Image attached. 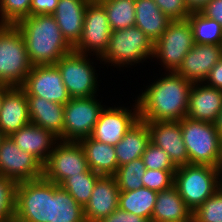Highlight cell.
Listing matches in <instances>:
<instances>
[{
	"label": "cell",
	"instance_id": "cell-41",
	"mask_svg": "<svg viewBox=\"0 0 222 222\" xmlns=\"http://www.w3.org/2000/svg\"><path fill=\"white\" fill-rule=\"evenodd\" d=\"M100 222H149L147 219L139 217L133 213L126 212L118 208Z\"/></svg>",
	"mask_w": 222,
	"mask_h": 222
},
{
	"label": "cell",
	"instance_id": "cell-11",
	"mask_svg": "<svg viewBox=\"0 0 222 222\" xmlns=\"http://www.w3.org/2000/svg\"><path fill=\"white\" fill-rule=\"evenodd\" d=\"M95 98H71L64 105L63 141L78 142L91 135L104 108Z\"/></svg>",
	"mask_w": 222,
	"mask_h": 222
},
{
	"label": "cell",
	"instance_id": "cell-10",
	"mask_svg": "<svg viewBox=\"0 0 222 222\" xmlns=\"http://www.w3.org/2000/svg\"><path fill=\"white\" fill-rule=\"evenodd\" d=\"M88 161L79 142L57 141L43 164V178L60 185L66 178L89 171Z\"/></svg>",
	"mask_w": 222,
	"mask_h": 222
},
{
	"label": "cell",
	"instance_id": "cell-1",
	"mask_svg": "<svg viewBox=\"0 0 222 222\" xmlns=\"http://www.w3.org/2000/svg\"><path fill=\"white\" fill-rule=\"evenodd\" d=\"M192 82L167 72L137 98L142 121H180L186 117Z\"/></svg>",
	"mask_w": 222,
	"mask_h": 222
},
{
	"label": "cell",
	"instance_id": "cell-6",
	"mask_svg": "<svg viewBox=\"0 0 222 222\" xmlns=\"http://www.w3.org/2000/svg\"><path fill=\"white\" fill-rule=\"evenodd\" d=\"M180 123L189 164L218 167L222 139L214 123L196 121L187 117L181 119Z\"/></svg>",
	"mask_w": 222,
	"mask_h": 222
},
{
	"label": "cell",
	"instance_id": "cell-25",
	"mask_svg": "<svg viewBox=\"0 0 222 222\" xmlns=\"http://www.w3.org/2000/svg\"><path fill=\"white\" fill-rule=\"evenodd\" d=\"M84 150L89 169L101 176H114L118 169L115 147L90 136L78 141Z\"/></svg>",
	"mask_w": 222,
	"mask_h": 222
},
{
	"label": "cell",
	"instance_id": "cell-24",
	"mask_svg": "<svg viewBox=\"0 0 222 222\" xmlns=\"http://www.w3.org/2000/svg\"><path fill=\"white\" fill-rule=\"evenodd\" d=\"M192 213L173 185L158 192L151 221L192 222Z\"/></svg>",
	"mask_w": 222,
	"mask_h": 222
},
{
	"label": "cell",
	"instance_id": "cell-5",
	"mask_svg": "<svg viewBox=\"0 0 222 222\" xmlns=\"http://www.w3.org/2000/svg\"><path fill=\"white\" fill-rule=\"evenodd\" d=\"M153 46L154 43L137 26L114 30L100 62L111 63L114 67L132 66L153 57Z\"/></svg>",
	"mask_w": 222,
	"mask_h": 222
},
{
	"label": "cell",
	"instance_id": "cell-8",
	"mask_svg": "<svg viewBox=\"0 0 222 222\" xmlns=\"http://www.w3.org/2000/svg\"><path fill=\"white\" fill-rule=\"evenodd\" d=\"M194 44L188 21H172L154 43L153 58L157 57L160 60L165 71L176 72Z\"/></svg>",
	"mask_w": 222,
	"mask_h": 222
},
{
	"label": "cell",
	"instance_id": "cell-36",
	"mask_svg": "<svg viewBox=\"0 0 222 222\" xmlns=\"http://www.w3.org/2000/svg\"><path fill=\"white\" fill-rule=\"evenodd\" d=\"M16 183L0 175V222L14 220Z\"/></svg>",
	"mask_w": 222,
	"mask_h": 222
},
{
	"label": "cell",
	"instance_id": "cell-40",
	"mask_svg": "<svg viewBox=\"0 0 222 222\" xmlns=\"http://www.w3.org/2000/svg\"><path fill=\"white\" fill-rule=\"evenodd\" d=\"M59 0H32L30 6V16L32 15H52Z\"/></svg>",
	"mask_w": 222,
	"mask_h": 222
},
{
	"label": "cell",
	"instance_id": "cell-49",
	"mask_svg": "<svg viewBox=\"0 0 222 222\" xmlns=\"http://www.w3.org/2000/svg\"><path fill=\"white\" fill-rule=\"evenodd\" d=\"M220 189L222 190V171H220Z\"/></svg>",
	"mask_w": 222,
	"mask_h": 222
},
{
	"label": "cell",
	"instance_id": "cell-37",
	"mask_svg": "<svg viewBox=\"0 0 222 222\" xmlns=\"http://www.w3.org/2000/svg\"><path fill=\"white\" fill-rule=\"evenodd\" d=\"M141 158L146 169L177 170V167L170 160L169 155L152 142L148 143Z\"/></svg>",
	"mask_w": 222,
	"mask_h": 222
},
{
	"label": "cell",
	"instance_id": "cell-33",
	"mask_svg": "<svg viewBox=\"0 0 222 222\" xmlns=\"http://www.w3.org/2000/svg\"><path fill=\"white\" fill-rule=\"evenodd\" d=\"M145 171L146 166L141 157L119 166L114 175L119 190L133 191L143 187L142 178Z\"/></svg>",
	"mask_w": 222,
	"mask_h": 222
},
{
	"label": "cell",
	"instance_id": "cell-9",
	"mask_svg": "<svg viewBox=\"0 0 222 222\" xmlns=\"http://www.w3.org/2000/svg\"><path fill=\"white\" fill-rule=\"evenodd\" d=\"M91 62L88 55L72 51L55 63L62 75L63 83L70 98L96 96L98 75L92 66L93 62Z\"/></svg>",
	"mask_w": 222,
	"mask_h": 222
},
{
	"label": "cell",
	"instance_id": "cell-23",
	"mask_svg": "<svg viewBox=\"0 0 222 222\" xmlns=\"http://www.w3.org/2000/svg\"><path fill=\"white\" fill-rule=\"evenodd\" d=\"M27 100L31 123L51 131L63 141L64 105L38 96H27Z\"/></svg>",
	"mask_w": 222,
	"mask_h": 222
},
{
	"label": "cell",
	"instance_id": "cell-38",
	"mask_svg": "<svg viewBox=\"0 0 222 222\" xmlns=\"http://www.w3.org/2000/svg\"><path fill=\"white\" fill-rule=\"evenodd\" d=\"M176 170L146 169L143 175V187L160 192L173 186Z\"/></svg>",
	"mask_w": 222,
	"mask_h": 222
},
{
	"label": "cell",
	"instance_id": "cell-28",
	"mask_svg": "<svg viewBox=\"0 0 222 222\" xmlns=\"http://www.w3.org/2000/svg\"><path fill=\"white\" fill-rule=\"evenodd\" d=\"M50 222H86L84 208L60 185L51 182Z\"/></svg>",
	"mask_w": 222,
	"mask_h": 222
},
{
	"label": "cell",
	"instance_id": "cell-14",
	"mask_svg": "<svg viewBox=\"0 0 222 222\" xmlns=\"http://www.w3.org/2000/svg\"><path fill=\"white\" fill-rule=\"evenodd\" d=\"M21 87L26 96H38L62 105L71 99L55 64L32 66Z\"/></svg>",
	"mask_w": 222,
	"mask_h": 222
},
{
	"label": "cell",
	"instance_id": "cell-22",
	"mask_svg": "<svg viewBox=\"0 0 222 222\" xmlns=\"http://www.w3.org/2000/svg\"><path fill=\"white\" fill-rule=\"evenodd\" d=\"M88 3V0H59L52 14L63 37L72 47L82 36L84 14Z\"/></svg>",
	"mask_w": 222,
	"mask_h": 222
},
{
	"label": "cell",
	"instance_id": "cell-39",
	"mask_svg": "<svg viewBox=\"0 0 222 222\" xmlns=\"http://www.w3.org/2000/svg\"><path fill=\"white\" fill-rule=\"evenodd\" d=\"M160 11L172 21L186 20L191 12L185 5V0H154Z\"/></svg>",
	"mask_w": 222,
	"mask_h": 222
},
{
	"label": "cell",
	"instance_id": "cell-2",
	"mask_svg": "<svg viewBox=\"0 0 222 222\" xmlns=\"http://www.w3.org/2000/svg\"><path fill=\"white\" fill-rule=\"evenodd\" d=\"M25 41L32 66L54 65L73 47L63 37L53 15H32L15 25Z\"/></svg>",
	"mask_w": 222,
	"mask_h": 222
},
{
	"label": "cell",
	"instance_id": "cell-18",
	"mask_svg": "<svg viewBox=\"0 0 222 222\" xmlns=\"http://www.w3.org/2000/svg\"><path fill=\"white\" fill-rule=\"evenodd\" d=\"M119 194L115 176H100L91 198L84 208L86 222H100L119 208Z\"/></svg>",
	"mask_w": 222,
	"mask_h": 222
},
{
	"label": "cell",
	"instance_id": "cell-12",
	"mask_svg": "<svg viewBox=\"0 0 222 222\" xmlns=\"http://www.w3.org/2000/svg\"><path fill=\"white\" fill-rule=\"evenodd\" d=\"M110 35L111 28L103 5L89 2L84 14L82 36L73 51L89 56L93 52L101 58L108 47Z\"/></svg>",
	"mask_w": 222,
	"mask_h": 222
},
{
	"label": "cell",
	"instance_id": "cell-35",
	"mask_svg": "<svg viewBox=\"0 0 222 222\" xmlns=\"http://www.w3.org/2000/svg\"><path fill=\"white\" fill-rule=\"evenodd\" d=\"M192 222H222L221 189L193 211Z\"/></svg>",
	"mask_w": 222,
	"mask_h": 222
},
{
	"label": "cell",
	"instance_id": "cell-16",
	"mask_svg": "<svg viewBox=\"0 0 222 222\" xmlns=\"http://www.w3.org/2000/svg\"><path fill=\"white\" fill-rule=\"evenodd\" d=\"M150 142L163 149L176 167L189 164L180 121H147Z\"/></svg>",
	"mask_w": 222,
	"mask_h": 222
},
{
	"label": "cell",
	"instance_id": "cell-46",
	"mask_svg": "<svg viewBox=\"0 0 222 222\" xmlns=\"http://www.w3.org/2000/svg\"><path fill=\"white\" fill-rule=\"evenodd\" d=\"M12 86L6 85V84H0V110L2 108L3 100L5 97L6 92L11 88Z\"/></svg>",
	"mask_w": 222,
	"mask_h": 222
},
{
	"label": "cell",
	"instance_id": "cell-7",
	"mask_svg": "<svg viewBox=\"0 0 222 222\" xmlns=\"http://www.w3.org/2000/svg\"><path fill=\"white\" fill-rule=\"evenodd\" d=\"M51 182L42 178L16 184L15 214L17 222H50Z\"/></svg>",
	"mask_w": 222,
	"mask_h": 222
},
{
	"label": "cell",
	"instance_id": "cell-29",
	"mask_svg": "<svg viewBox=\"0 0 222 222\" xmlns=\"http://www.w3.org/2000/svg\"><path fill=\"white\" fill-rule=\"evenodd\" d=\"M158 192L141 187L133 191H120L119 208L151 221Z\"/></svg>",
	"mask_w": 222,
	"mask_h": 222
},
{
	"label": "cell",
	"instance_id": "cell-3",
	"mask_svg": "<svg viewBox=\"0 0 222 222\" xmlns=\"http://www.w3.org/2000/svg\"><path fill=\"white\" fill-rule=\"evenodd\" d=\"M218 180H220L218 167L188 164L177 167L173 185L193 212L220 189Z\"/></svg>",
	"mask_w": 222,
	"mask_h": 222
},
{
	"label": "cell",
	"instance_id": "cell-27",
	"mask_svg": "<svg viewBox=\"0 0 222 222\" xmlns=\"http://www.w3.org/2000/svg\"><path fill=\"white\" fill-rule=\"evenodd\" d=\"M149 142L150 134L147 121L139 119L114 146L118 167L140 158Z\"/></svg>",
	"mask_w": 222,
	"mask_h": 222
},
{
	"label": "cell",
	"instance_id": "cell-4",
	"mask_svg": "<svg viewBox=\"0 0 222 222\" xmlns=\"http://www.w3.org/2000/svg\"><path fill=\"white\" fill-rule=\"evenodd\" d=\"M31 67L20 30L0 25V84L22 86Z\"/></svg>",
	"mask_w": 222,
	"mask_h": 222
},
{
	"label": "cell",
	"instance_id": "cell-31",
	"mask_svg": "<svg viewBox=\"0 0 222 222\" xmlns=\"http://www.w3.org/2000/svg\"><path fill=\"white\" fill-rule=\"evenodd\" d=\"M105 9L111 31L135 26V0H107Z\"/></svg>",
	"mask_w": 222,
	"mask_h": 222
},
{
	"label": "cell",
	"instance_id": "cell-30",
	"mask_svg": "<svg viewBox=\"0 0 222 222\" xmlns=\"http://www.w3.org/2000/svg\"><path fill=\"white\" fill-rule=\"evenodd\" d=\"M192 29L196 44H214L222 46V26L214 19L200 12H191L186 19Z\"/></svg>",
	"mask_w": 222,
	"mask_h": 222
},
{
	"label": "cell",
	"instance_id": "cell-21",
	"mask_svg": "<svg viewBox=\"0 0 222 222\" xmlns=\"http://www.w3.org/2000/svg\"><path fill=\"white\" fill-rule=\"evenodd\" d=\"M14 143L24 152L36 157L42 164L46 162L59 141L51 131L29 123L10 135Z\"/></svg>",
	"mask_w": 222,
	"mask_h": 222
},
{
	"label": "cell",
	"instance_id": "cell-44",
	"mask_svg": "<svg viewBox=\"0 0 222 222\" xmlns=\"http://www.w3.org/2000/svg\"><path fill=\"white\" fill-rule=\"evenodd\" d=\"M211 0H185V5L190 12H200Z\"/></svg>",
	"mask_w": 222,
	"mask_h": 222
},
{
	"label": "cell",
	"instance_id": "cell-17",
	"mask_svg": "<svg viewBox=\"0 0 222 222\" xmlns=\"http://www.w3.org/2000/svg\"><path fill=\"white\" fill-rule=\"evenodd\" d=\"M221 58L222 46L195 43L176 73L192 83H202Z\"/></svg>",
	"mask_w": 222,
	"mask_h": 222
},
{
	"label": "cell",
	"instance_id": "cell-50",
	"mask_svg": "<svg viewBox=\"0 0 222 222\" xmlns=\"http://www.w3.org/2000/svg\"><path fill=\"white\" fill-rule=\"evenodd\" d=\"M5 137V135L2 133V131L0 130V144L2 142V139Z\"/></svg>",
	"mask_w": 222,
	"mask_h": 222
},
{
	"label": "cell",
	"instance_id": "cell-15",
	"mask_svg": "<svg viewBox=\"0 0 222 222\" xmlns=\"http://www.w3.org/2000/svg\"><path fill=\"white\" fill-rule=\"evenodd\" d=\"M133 109L125 107L103 108L90 137L98 142L115 146L140 119L137 101ZM133 110V112H132Z\"/></svg>",
	"mask_w": 222,
	"mask_h": 222
},
{
	"label": "cell",
	"instance_id": "cell-13",
	"mask_svg": "<svg viewBox=\"0 0 222 222\" xmlns=\"http://www.w3.org/2000/svg\"><path fill=\"white\" fill-rule=\"evenodd\" d=\"M0 175L16 184L43 176V164L32 154L21 150L10 136L0 144Z\"/></svg>",
	"mask_w": 222,
	"mask_h": 222
},
{
	"label": "cell",
	"instance_id": "cell-19",
	"mask_svg": "<svg viewBox=\"0 0 222 222\" xmlns=\"http://www.w3.org/2000/svg\"><path fill=\"white\" fill-rule=\"evenodd\" d=\"M221 109L222 90L210 87L204 82L192 84L189 92L187 118L214 123Z\"/></svg>",
	"mask_w": 222,
	"mask_h": 222
},
{
	"label": "cell",
	"instance_id": "cell-26",
	"mask_svg": "<svg viewBox=\"0 0 222 222\" xmlns=\"http://www.w3.org/2000/svg\"><path fill=\"white\" fill-rule=\"evenodd\" d=\"M135 26L155 43L172 22L154 0H135Z\"/></svg>",
	"mask_w": 222,
	"mask_h": 222
},
{
	"label": "cell",
	"instance_id": "cell-20",
	"mask_svg": "<svg viewBox=\"0 0 222 222\" xmlns=\"http://www.w3.org/2000/svg\"><path fill=\"white\" fill-rule=\"evenodd\" d=\"M29 123L26 92L21 86H12L6 92L0 110V130L5 136H10Z\"/></svg>",
	"mask_w": 222,
	"mask_h": 222
},
{
	"label": "cell",
	"instance_id": "cell-32",
	"mask_svg": "<svg viewBox=\"0 0 222 222\" xmlns=\"http://www.w3.org/2000/svg\"><path fill=\"white\" fill-rule=\"evenodd\" d=\"M101 175L89 170L79 175L66 178L60 186L65 189L81 206H85L96 184L98 178Z\"/></svg>",
	"mask_w": 222,
	"mask_h": 222
},
{
	"label": "cell",
	"instance_id": "cell-45",
	"mask_svg": "<svg viewBox=\"0 0 222 222\" xmlns=\"http://www.w3.org/2000/svg\"><path fill=\"white\" fill-rule=\"evenodd\" d=\"M215 128L218 131L220 138L222 139V109L218 114L216 121L214 122Z\"/></svg>",
	"mask_w": 222,
	"mask_h": 222
},
{
	"label": "cell",
	"instance_id": "cell-34",
	"mask_svg": "<svg viewBox=\"0 0 222 222\" xmlns=\"http://www.w3.org/2000/svg\"><path fill=\"white\" fill-rule=\"evenodd\" d=\"M32 0H0V25H16L30 16Z\"/></svg>",
	"mask_w": 222,
	"mask_h": 222
},
{
	"label": "cell",
	"instance_id": "cell-47",
	"mask_svg": "<svg viewBox=\"0 0 222 222\" xmlns=\"http://www.w3.org/2000/svg\"><path fill=\"white\" fill-rule=\"evenodd\" d=\"M218 169H219V171H222V140H221V149H220V158H219Z\"/></svg>",
	"mask_w": 222,
	"mask_h": 222
},
{
	"label": "cell",
	"instance_id": "cell-48",
	"mask_svg": "<svg viewBox=\"0 0 222 222\" xmlns=\"http://www.w3.org/2000/svg\"><path fill=\"white\" fill-rule=\"evenodd\" d=\"M89 2L91 3H102L104 1H107V0H88Z\"/></svg>",
	"mask_w": 222,
	"mask_h": 222
},
{
	"label": "cell",
	"instance_id": "cell-43",
	"mask_svg": "<svg viewBox=\"0 0 222 222\" xmlns=\"http://www.w3.org/2000/svg\"><path fill=\"white\" fill-rule=\"evenodd\" d=\"M204 83L210 87L222 90V58L212 67Z\"/></svg>",
	"mask_w": 222,
	"mask_h": 222
},
{
	"label": "cell",
	"instance_id": "cell-42",
	"mask_svg": "<svg viewBox=\"0 0 222 222\" xmlns=\"http://www.w3.org/2000/svg\"><path fill=\"white\" fill-rule=\"evenodd\" d=\"M207 18L214 19L222 26V0H211L200 11Z\"/></svg>",
	"mask_w": 222,
	"mask_h": 222
}]
</instances>
